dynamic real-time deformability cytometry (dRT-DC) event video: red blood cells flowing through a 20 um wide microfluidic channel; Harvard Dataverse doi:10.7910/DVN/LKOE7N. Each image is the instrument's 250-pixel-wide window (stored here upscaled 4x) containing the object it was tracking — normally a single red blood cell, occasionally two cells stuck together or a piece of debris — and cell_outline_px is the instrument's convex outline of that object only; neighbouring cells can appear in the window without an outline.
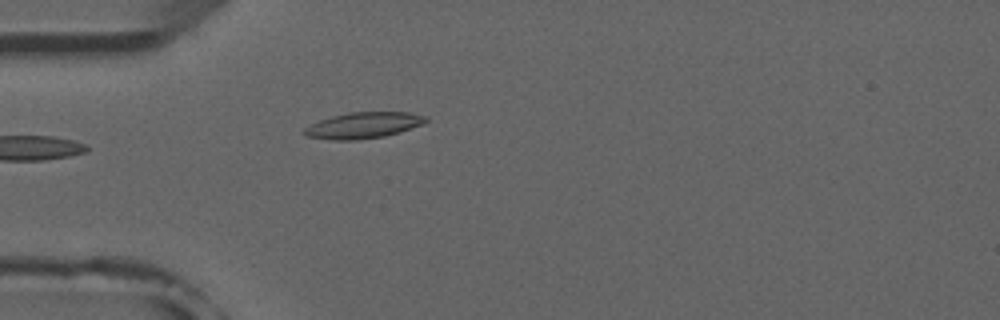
{"species": "common noctule bat (a hibernating species)", "species_latin": "Nyctalus noctula", "temperature_condition": "room temperature", "stored_images_in_passage": 6, "camera_frame_rate_fps": 3000, "um_per_image_px": 0.085, "animal": {"sex": "male", "forearm_length_mm": 52.5}, "frame": {"image": 1, "passage_image": 6, "time_ms": 5.667, "image_size_px": [1000, 320], "cell_outline_px": [[428, 120], [420, 124], [400, 132], [384, 136], [356, 140], [332, 140], [308, 136], [300, 132], [304, 128], [320, 120], [332, 116], [348, 112], [408, 112], [428, 116]], "centroid_in_image_um": [30.87, 10.65], "position_along_channel_um": 54.1, "area_um2": 18.38}}